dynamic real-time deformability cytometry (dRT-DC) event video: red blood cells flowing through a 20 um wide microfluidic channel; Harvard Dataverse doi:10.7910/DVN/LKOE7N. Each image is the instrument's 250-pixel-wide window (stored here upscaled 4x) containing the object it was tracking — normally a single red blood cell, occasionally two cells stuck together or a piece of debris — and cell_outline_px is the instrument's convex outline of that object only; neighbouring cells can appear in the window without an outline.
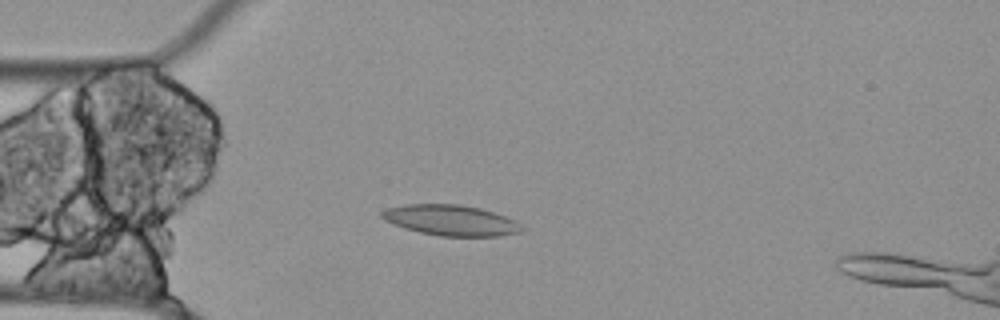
{"species": "Egyptian fruit bat (a non-hibernating species)", "species_latin": "Rousettus aegyptiacus", "temperature_condition": "cold", "stored_images_in_passage": 55, "camera_frame_rate_fps": 3000, "um_per_image_px": 0.085, "animal": {"sex": "female"}, "frame": {"image": 1, "passage_image": 14, "time_ms": 4.333, "image_size_px": [1000, 320], "cell_outline_px": [[524, 228], [520, 232], [500, 236], [440, 236], [420, 232], [404, 228], [384, 220], [380, 216], [380, 212], [388, 208], [408, 204], [460, 204], [480, 208], [516, 220]], "centroid_in_image_um": [38.32, 18.72], "position_along_channel_um": 46.7, "area_um2": 24.91}}
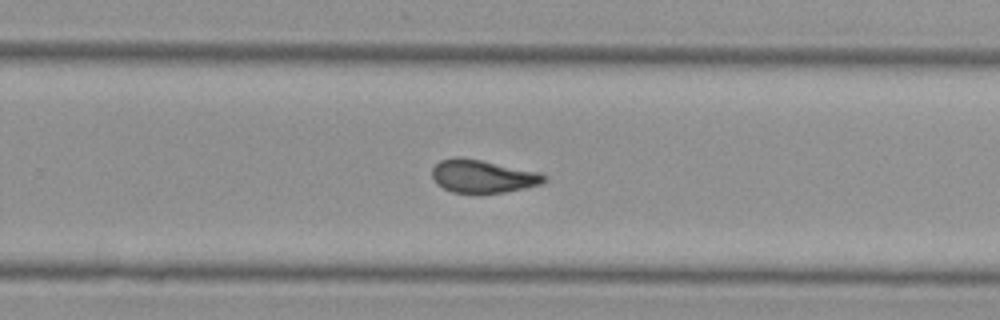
{"frame": {"image": 2, "passage_image": 35, "time_ms": 11.333, "image_size_px": [1000, 320], "cell_outline_px": [[548, 180], [540, 184], [524, 188], [504, 192], [452, 192], [436, 184], [432, 176], [432, 168], [440, 160], [456, 156], [480, 160], [540, 172], [548, 176]], "centroid_in_image_um": [41.04, 14.97], "position_along_channel_um": 288.8, "area_um2": 21.39}}
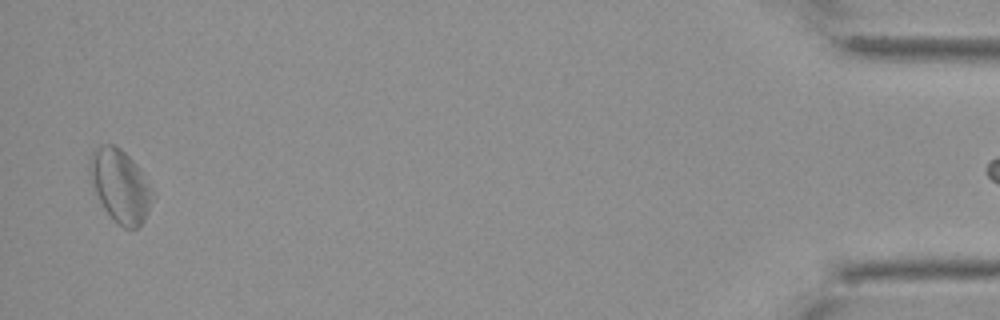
{"frame": {"image": 3, "passage_image": 54, "time_ms": 17.667, "image_size_px": [1000, 320], "cell_outline_px": [[156, 196], [144, 220], [136, 228], [124, 228], [104, 208], [92, 192], [88, 168], [88, 160], [92, 148], [100, 144], [116, 144], [140, 168], [156, 192]], "centroid_in_image_um": [10.2, 15.74], "position_along_channel_um": 425.0, "area_um2": 27.4}}